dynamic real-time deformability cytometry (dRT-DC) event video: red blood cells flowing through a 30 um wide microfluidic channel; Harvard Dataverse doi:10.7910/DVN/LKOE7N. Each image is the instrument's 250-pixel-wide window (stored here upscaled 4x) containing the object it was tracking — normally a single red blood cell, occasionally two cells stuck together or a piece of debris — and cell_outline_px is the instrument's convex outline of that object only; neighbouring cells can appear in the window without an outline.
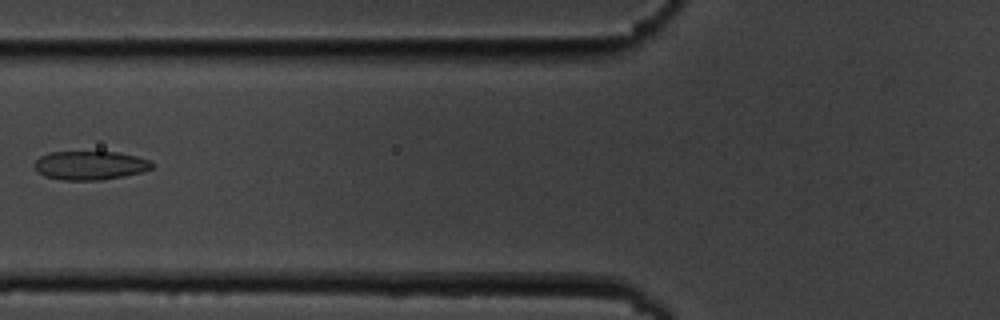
{"species": "common noctule bat (a hibernating species)", "species_latin": "Nyctalus noctula", "temperature_condition": "cold", "stored_images_in_passage": 2, "camera_frame_rate_fps": 3000, "um_per_image_px": 0.085, "animal": {"sex": "male", "body_mass_g": 19.5, "forearm_length_mm": 54.6}, "frame": {"image": 1, "passage_image": 2, "time_ms": 1.333, "image_size_px": [1000, 320], "cell_outline_px": [[152, 168], [140, 172], [124, 176], [100, 180], [64, 180], [44, 176], [36, 172], [32, 164], [40, 156], [52, 152], [116, 152], [136, 156], [148, 160], [152, 164]], "centroid_in_image_um": [7.59, 14.06], "position_along_channel_um": 118.2, "area_um2": 19.65}}